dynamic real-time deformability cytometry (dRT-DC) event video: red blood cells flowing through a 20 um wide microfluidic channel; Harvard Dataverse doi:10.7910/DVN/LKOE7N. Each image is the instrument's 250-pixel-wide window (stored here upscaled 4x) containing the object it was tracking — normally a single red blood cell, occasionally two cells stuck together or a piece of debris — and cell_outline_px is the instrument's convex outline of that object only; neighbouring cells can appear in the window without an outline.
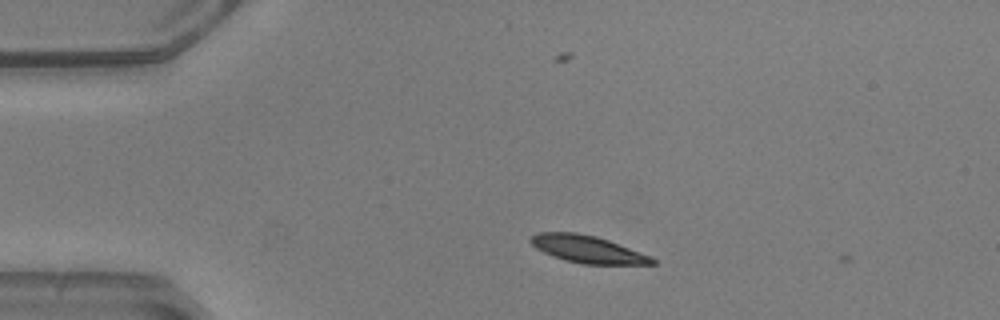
{"species": "common noctule bat (a hibernating species)", "species_latin": "Nyctalus noctula", "temperature_condition": "warm", "stored_images_in_passage": 6, "camera_frame_rate_fps": 3000, "um_per_image_px": 0.085, "animal": {"sex": "male", "body_mass_g": 20.5, "forearm_length_mm": 52.5}, "frame": {"image": 1, "passage_image": 4, "time_ms": 1.0, "image_size_px": [1000, 320], "cell_outline_px": [[656, 264], [584, 264], [564, 260], [552, 256], [536, 248], [528, 240], [532, 236], [540, 232], [576, 232], [596, 236], [608, 240], [652, 256], [656, 260]], "centroid_in_image_um": [49.95, 21.18], "position_along_channel_um": 35.1, "area_um2": 19.31}}